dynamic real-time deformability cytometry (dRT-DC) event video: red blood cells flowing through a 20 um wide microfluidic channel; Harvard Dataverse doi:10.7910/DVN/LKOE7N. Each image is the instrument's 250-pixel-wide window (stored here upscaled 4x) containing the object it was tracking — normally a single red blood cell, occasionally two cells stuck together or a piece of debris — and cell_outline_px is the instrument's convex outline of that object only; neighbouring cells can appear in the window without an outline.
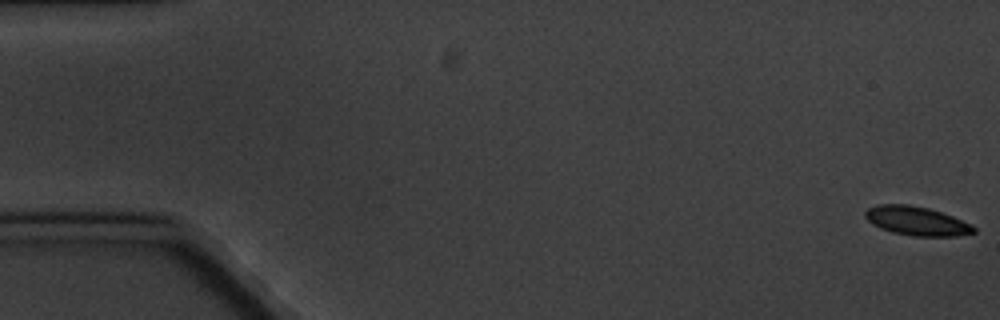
{"species": "common noctule bat (a hibernating species)", "species_latin": "Nyctalus noctula", "temperature_condition": "cold", "stored_images_in_passage": 6, "camera_frame_rate_fps": 3000, "um_per_image_px": 0.085, "animal": {"sex": "male", "body_mass_g": 20.1, "forearm_length_mm": 53.5}, "frame": {"image": 1, "passage_image": 1, "time_ms": 0.0, "image_size_px": [1000, 320], "cell_outline_px": [[976, 232], [956, 236], [912, 236], [892, 232], [880, 228], [872, 224], [864, 216], [864, 212], [868, 208], [876, 204], [908, 204], [928, 208], [952, 216], [972, 224], [976, 228]], "centroid_in_image_um": [77.9, 18.78], "position_along_channel_um": 7.1, "area_um2": 18.38}}
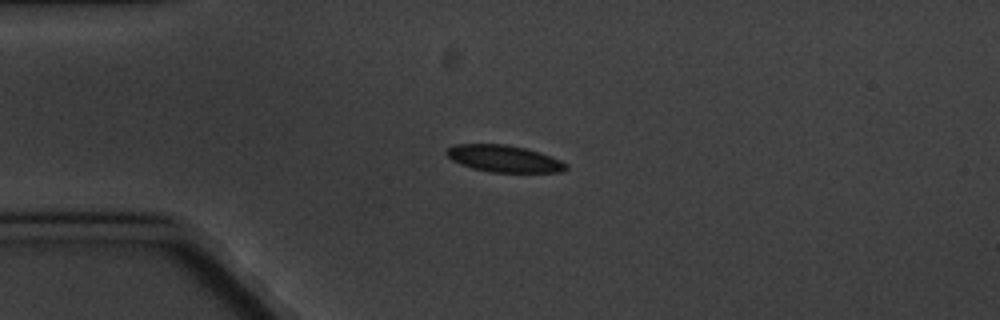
{"frame": {"image": 2, "passage_image": 5, "time_ms": 4.667, "image_size_px": [1000, 320], "cell_outline_px": [[568, 168], [564, 172], [492, 172], [472, 168], [460, 164], [452, 160], [444, 152], [448, 148], [456, 144], [504, 144], [524, 148], [540, 152], [560, 160], [568, 164]], "centroid_in_image_um": [42.85, 13.49], "position_along_channel_um": 42.2, "area_um2": 18.67}}